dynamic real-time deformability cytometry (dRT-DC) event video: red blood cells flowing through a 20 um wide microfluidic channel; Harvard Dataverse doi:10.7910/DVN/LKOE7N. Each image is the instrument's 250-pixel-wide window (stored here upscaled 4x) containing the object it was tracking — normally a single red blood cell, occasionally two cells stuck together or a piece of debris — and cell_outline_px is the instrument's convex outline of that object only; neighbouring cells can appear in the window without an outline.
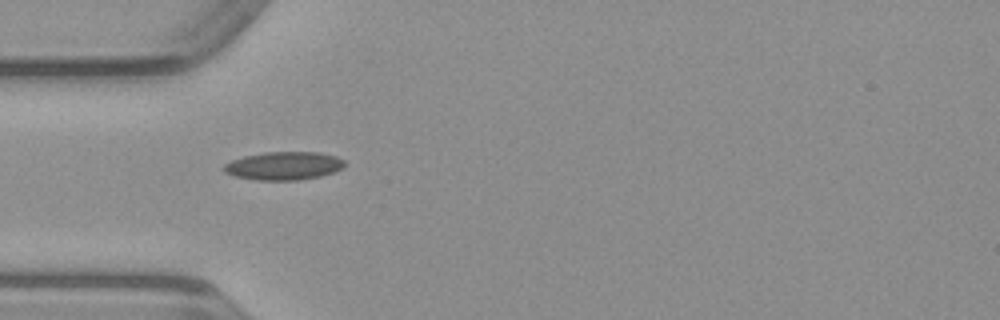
{"species": "common noctule bat (a hibernating species)", "species_latin": "Nyctalus noctula", "temperature_condition": "warm", "stored_images_in_passage": 11, "camera_frame_rate_fps": 3000, "um_per_image_px": 0.085, "animal": {"sex": "male", "body_mass_g": 23.1, "forearm_length_mm": 52.7}, "frame": {"image": 1, "passage_image": 2, "time_ms": 0.333, "image_size_px": [1000, 320], "cell_outline_px": [[344, 168], [320, 176], [300, 180], [256, 180], [236, 176], [224, 172], [224, 164], [232, 160], [244, 156], [264, 152], [316, 152], [336, 156], [344, 160]], "centroid_in_image_um": [24.12, 14.09], "position_along_channel_um": 60.9, "area_um2": 19.77}}